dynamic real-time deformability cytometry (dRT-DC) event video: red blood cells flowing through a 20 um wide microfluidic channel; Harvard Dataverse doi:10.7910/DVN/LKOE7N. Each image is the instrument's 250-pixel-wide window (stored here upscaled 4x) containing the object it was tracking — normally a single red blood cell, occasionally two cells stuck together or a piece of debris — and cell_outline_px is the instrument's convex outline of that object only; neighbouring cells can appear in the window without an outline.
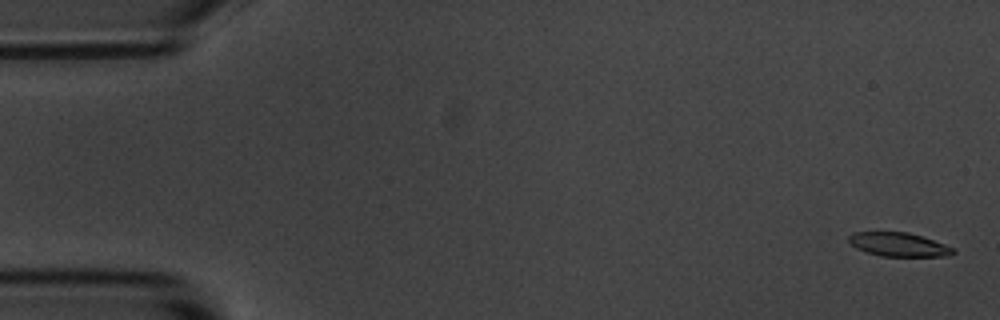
{"species": "common noctule bat (a hibernating species)", "species_latin": "Nyctalus noctula", "temperature_condition": "room temperature", "stored_images_in_passage": 4, "camera_frame_rate_fps": 3000, "um_per_image_px": 0.085, "animal": {"sex": "male", "body_mass_g": 20.1, "forearm_length_mm": 53.5}, "frame": {"image": 1, "passage_image": 1, "time_ms": 0.0, "image_size_px": [1000, 320], "cell_outline_px": [[956, 252], [948, 256], [880, 256], [864, 252], [856, 248], [848, 240], [848, 236], [852, 232], [908, 232], [944, 244], [952, 248]], "centroid_in_image_um": [76.33, 20.79], "position_along_channel_um": 8.7, "area_um2": 14.39}}